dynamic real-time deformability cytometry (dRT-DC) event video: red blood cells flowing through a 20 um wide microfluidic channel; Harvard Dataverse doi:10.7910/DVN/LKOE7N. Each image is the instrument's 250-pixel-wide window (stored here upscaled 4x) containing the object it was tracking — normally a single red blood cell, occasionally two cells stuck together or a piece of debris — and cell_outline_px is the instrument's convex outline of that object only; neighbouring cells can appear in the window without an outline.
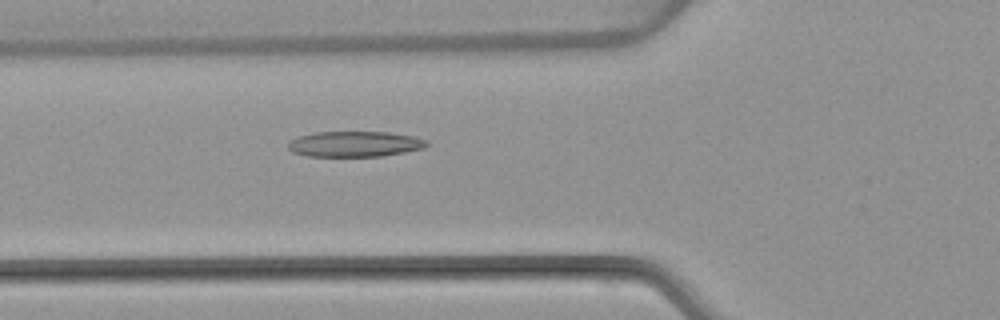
{"species": "common noctule bat (a hibernating species)", "species_latin": "Nyctalus noctula", "temperature_condition": "warm", "stored_images_in_passage": 52, "camera_frame_rate_fps": 3000, "um_per_image_px": 0.085, "animal": {"sex": "female", "body_mass_g": 22.7, "forearm_length_mm": 54.2}, "frame": {"image": 1, "passage_image": 19, "time_ms": 6.0, "image_size_px": [1000, 320], "cell_outline_px": [[428, 144], [424, 148], [404, 152], [380, 156], [308, 156], [292, 152], [288, 148], [288, 144], [292, 140], [300, 136], [316, 132], [388, 132], [412, 136], [428, 140]], "centroid_in_image_um": [30.17, 12.24], "position_along_channel_um": 95.6, "area_um2": 20.46}}
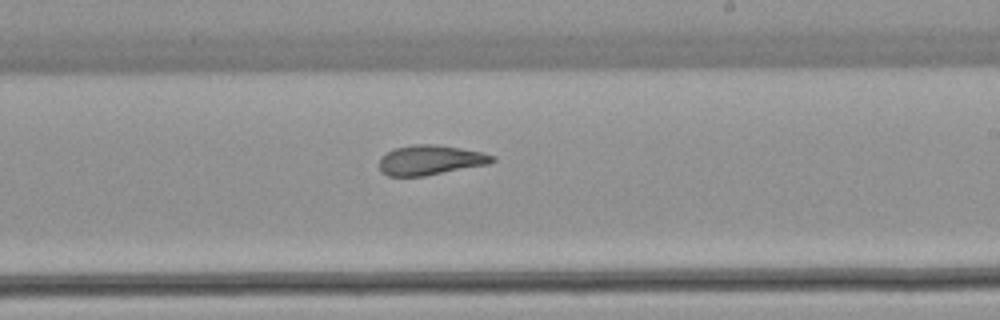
{"frame": {"image": 2, "passage_image": 31, "time_ms": 10.0, "image_size_px": [1000, 320], "cell_outline_px": [[496, 160], [488, 164], [424, 176], [388, 176], [380, 172], [380, 156], [396, 148], [412, 144], [432, 144], [460, 148], [484, 152], [496, 156]], "centroid_in_image_um": [36.59, 13.6], "position_along_channel_um": 252.4, "area_um2": 19.65}}
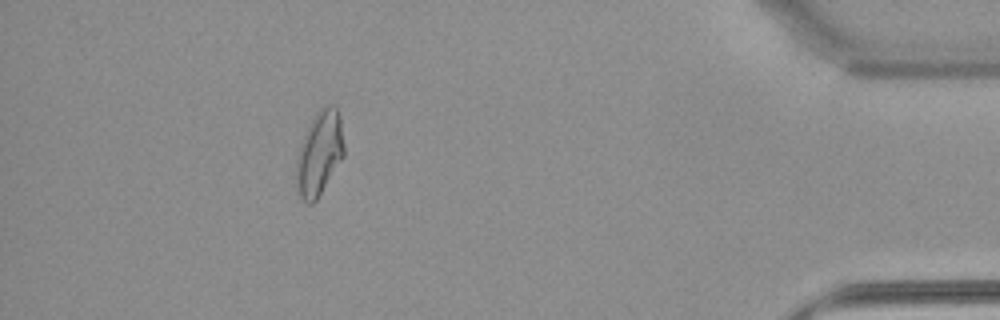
{"frame": {"image": 3, "passage_image": 47, "time_ms": 15.333, "image_size_px": [1000, 320], "cell_outline_px": [[344, 156], [316, 200], [312, 204], [308, 204], [300, 196], [296, 188], [296, 156], [300, 144], [308, 124], [316, 112], [324, 104], [332, 104], [336, 108], [340, 116], [344, 144]], "centroid_in_image_um": [27.13, 13.0], "position_along_channel_um": 408.1, "area_um2": 23.64}, "authors_computed_cell_mechanics": {"area_um2": 21.675, "velocity_mm_per_s": 3.91, "shape_relaxation_time_tau1_ms": null, "shape_relaxation_time_tau2_ms": 1.573, "deformation_change_tau1": null, "deformation_change_tau2": 0.0936}}